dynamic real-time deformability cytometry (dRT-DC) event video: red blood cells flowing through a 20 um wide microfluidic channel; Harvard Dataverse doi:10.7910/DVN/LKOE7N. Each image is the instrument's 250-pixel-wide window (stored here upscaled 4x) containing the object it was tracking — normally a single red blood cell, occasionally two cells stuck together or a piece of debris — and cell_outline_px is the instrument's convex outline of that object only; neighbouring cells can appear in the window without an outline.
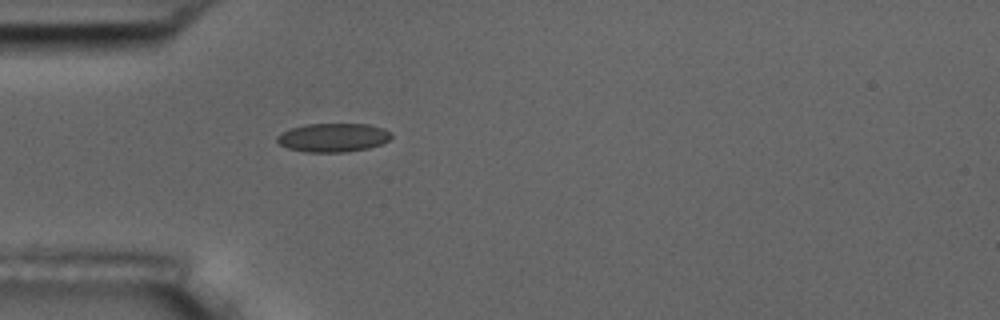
{"species": "common noctule bat (a hibernating species)", "species_latin": "Nyctalus noctula", "temperature_condition": "room temperature", "stored_images_in_passage": 39, "camera_frame_rate_fps": 3000, "um_per_image_px": 0.085, "animal": {"sex": "male", "body_mass_g": 17.5, "forearm_length_mm": 52.3}, "frame": {"image": 1, "passage_image": 1, "time_ms": 0.0, "image_size_px": [1000, 320], "cell_outline_px": [[392, 136], [388, 140], [380, 144], [368, 148], [348, 152], [304, 152], [288, 148], [280, 144], [276, 140], [276, 136], [292, 128], [308, 124], [368, 124], [384, 128], [392, 132]], "centroid_in_image_um": [28.34, 11.69], "position_along_channel_um": 56.7, "area_um2": 19.07}}
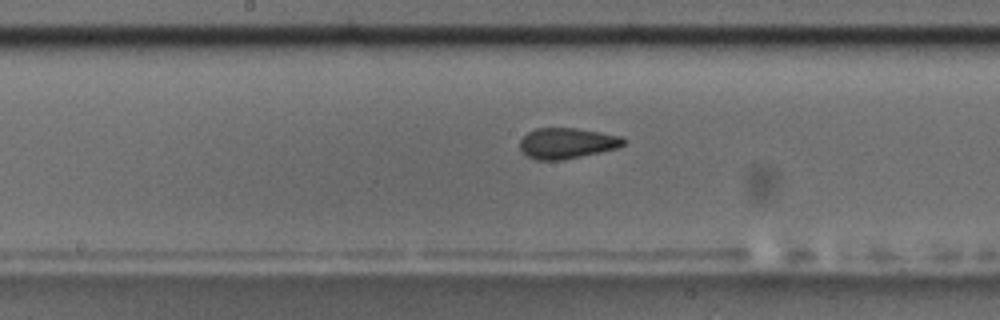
{"frame": {"image": 2, "passage_image": 13, "time_ms": 4.0, "image_size_px": [1000, 320], "cell_outline_px": [[628, 140], [620, 148], [564, 160], [536, 160], [528, 156], [520, 148], [520, 140], [528, 132], [536, 128], [576, 128], [600, 132], [620, 136]], "centroid_in_image_um": [48.23, 12.18], "position_along_channel_um": 200.0, "area_um2": 18.67}}
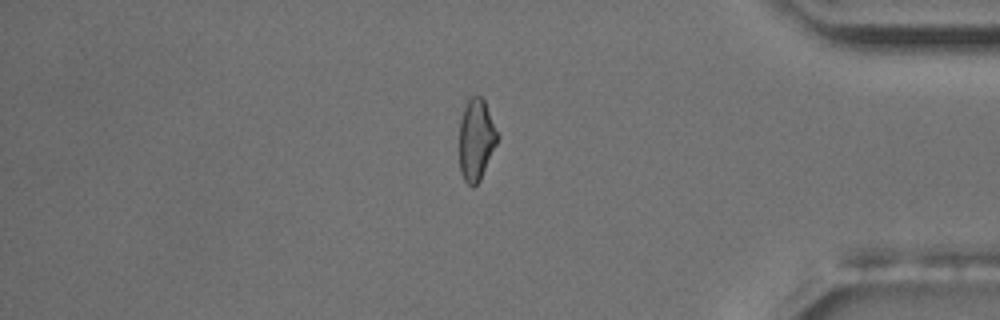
{"frame": {"image": 3, "passage_image": 31, "time_ms": 10.0, "image_size_px": [1000, 320], "cell_outline_px": [[500, 136], [480, 180], [472, 188], [464, 180], [460, 172], [460, 120], [464, 108], [468, 100], [472, 96], [480, 96], [484, 100]], "centroid_in_image_um": [40.49, 11.88], "position_along_channel_um": 394.7, "area_um2": 18.03}, "authors_computed_cell_mechanics": {"area_um2": 18.6116, "velocity_mm_per_s": 3.7098, "shape_relaxation_time_tau1_ms": null, "shape_relaxation_time_tau2_ms": 1.4861, "deformation_change_tau1": null, "deformation_change_tau2": 0.069}}